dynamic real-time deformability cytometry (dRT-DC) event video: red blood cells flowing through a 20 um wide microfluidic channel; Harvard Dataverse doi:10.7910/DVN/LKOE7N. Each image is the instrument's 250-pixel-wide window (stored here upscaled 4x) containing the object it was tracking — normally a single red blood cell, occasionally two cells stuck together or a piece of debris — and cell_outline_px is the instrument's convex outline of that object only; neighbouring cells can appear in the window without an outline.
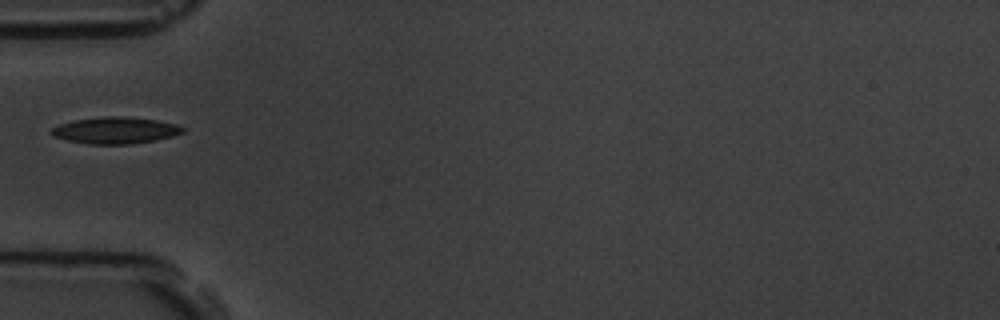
{"species": "common noctule bat (a hibernating species)", "species_latin": "Nyctalus noctula", "temperature_condition": "room temperature", "stored_images_in_passage": 4, "camera_frame_rate_fps": 3000, "um_per_image_px": 0.085, "animal": {"sex": "male", "body_mass_g": 19.5, "forearm_length_mm": 54.6}, "frame": {"image": 1, "passage_image": 2, "time_ms": 1.333, "image_size_px": [1000, 320], "cell_outline_px": [[184, 132], [172, 136], [152, 140], [128, 144], [88, 144], [68, 140], [52, 136], [48, 132], [52, 128], [60, 124], [76, 120], [104, 116], [124, 116], [156, 120], [176, 124], [184, 128]], "centroid_in_image_um": [9.77, 11.07], "position_along_channel_um": 75.2, "area_um2": 20.17}}
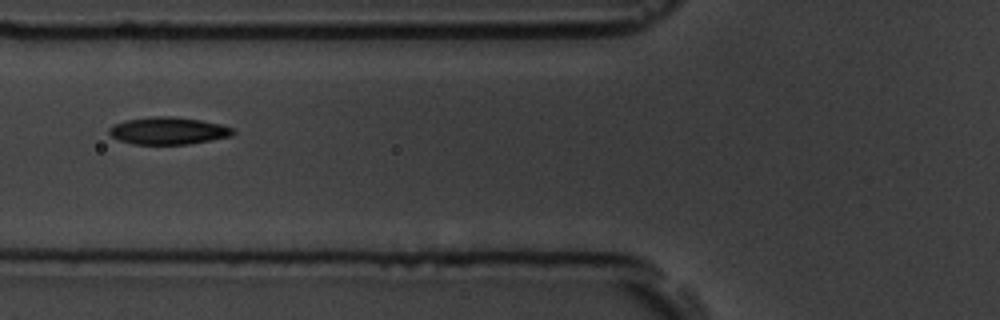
{"frame": {"image": 2, "passage_image": 3, "time_ms": 2.333, "image_size_px": [1000, 320], "cell_outline_px": [[236, 132], [232, 136], [188, 144], [132, 144], [120, 140], [112, 136], [108, 132], [108, 128], [124, 120], [152, 116], [172, 116], [200, 120], [220, 124], [232, 128]], "centroid_in_image_um": [14.3, 11.11], "position_along_channel_um": 111.5, "area_um2": 19.65}}
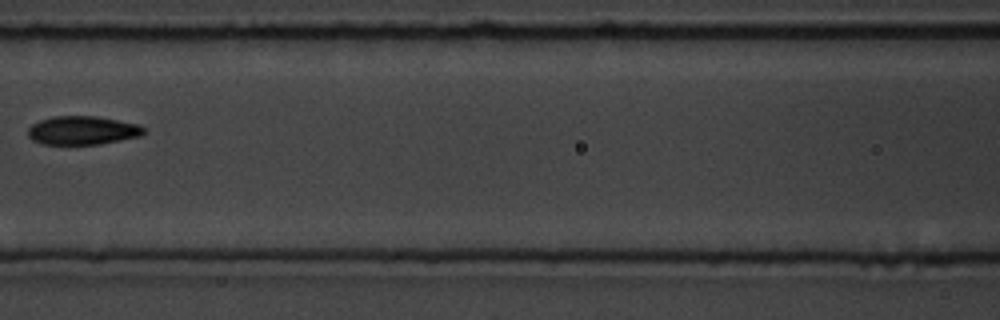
{"frame": {"image": 3, "passage_image": 4, "time_ms": 3.667, "image_size_px": [1000, 320], "cell_outline_px": [[144, 132], [140, 136], [100, 144], [44, 144], [32, 140], [28, 136], [28, 128], [32, 124], [40, 120], [52, 116], [96, 116], [140, 124], [144, 128]], "centroid_in_image_um": [7.0, 11.08], "position_along_channel_um": 159.6, "area_um2": 19.31}}